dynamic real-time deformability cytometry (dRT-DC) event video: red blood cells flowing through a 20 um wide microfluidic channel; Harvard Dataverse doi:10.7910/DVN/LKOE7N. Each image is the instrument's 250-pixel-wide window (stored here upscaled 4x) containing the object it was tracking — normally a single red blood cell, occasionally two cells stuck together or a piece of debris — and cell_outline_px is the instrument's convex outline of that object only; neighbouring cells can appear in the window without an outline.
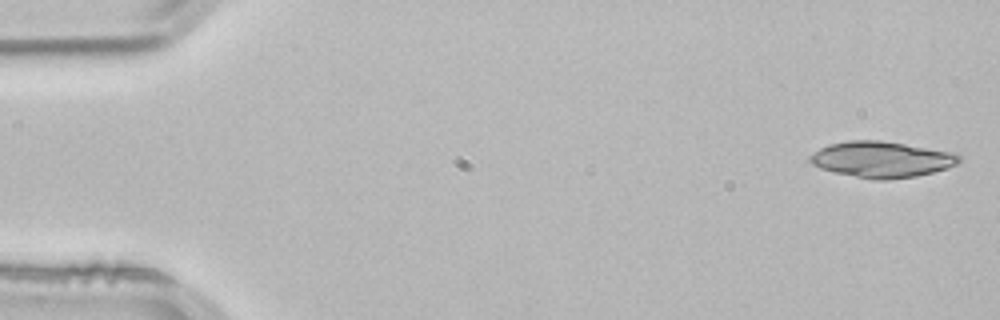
{"species": "common noctule bat (a hibernating species)", "species_latin": "Nyctalus noctula", "temperature_condition": "room temperature", "stored_images_in_passage": 51, "segment_of_instrument_passage": [1, 2], "camera_frame_rate_fps": 3000, "um_per_image_px": 0.085, "animal": {"sex": "male", "body_mass_g": 21.5, "forearm_length_mm": 52.0}, "frame": {"image": 1, "passage_image": 1, "time_ms": 0.0, "image_size_px": [1000, 320], "cell_outline_px": [[960, 160], [956, 164], [948, 168], [916, 176], [888, 180], [872, 180], [832, 172], [820, 168], [812, 164], [808, 160], [808, 156], [820, 148], [828, 144], [848, 140], [880, 140], [956, 152], [960, 156]], "centroid_in_image_um": [74.92, 13.55], "position_along_channel_um": 10.1, "area_um2": 31.62}}